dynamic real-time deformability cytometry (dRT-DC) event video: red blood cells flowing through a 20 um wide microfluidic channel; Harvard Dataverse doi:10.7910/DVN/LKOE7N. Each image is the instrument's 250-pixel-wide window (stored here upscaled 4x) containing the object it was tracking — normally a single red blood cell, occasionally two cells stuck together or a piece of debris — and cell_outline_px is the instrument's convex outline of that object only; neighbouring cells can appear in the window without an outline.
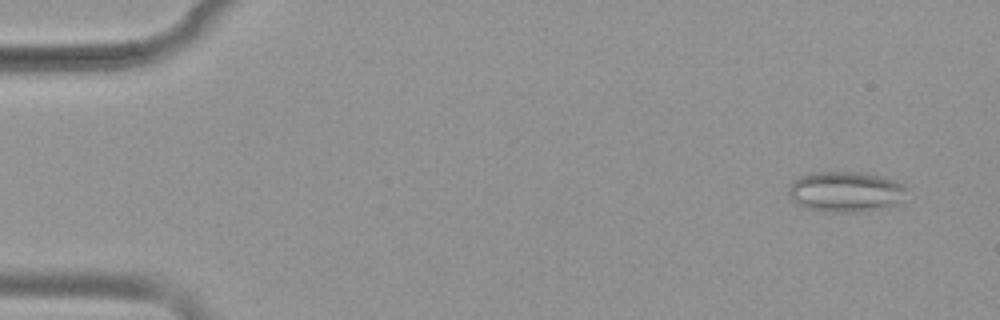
{"species": "common noctule bat (a hibernating species)", "species_latin": "Nyctalus noctula", "temperature_condition": "warm", "stored_images_in_passage": 52, "camera_frame_rate_fps": 3000, "um_per_image_px": 0.085, "animal": {"sex": "female", "body_mass_g": 19.9}, "frame": {"image": 1, "passage_image": 4, "time_ms": 1.0, "image_size_px": [1000, 320], "cell_outline_px": [[908, 188], [896, 204], [876, 208], [844, 212], [824, 212], [804, 208], [796, 204], [788, 196], [788, 184], [792, 180], [800, 176], [816, 172], [856, 172], [880, 176], [896, 180], [904, 184]], "centroid_in_image_um": [71.78, 16.28], "position_along_channel_um": 13.2, "area_um2": 27.74}}
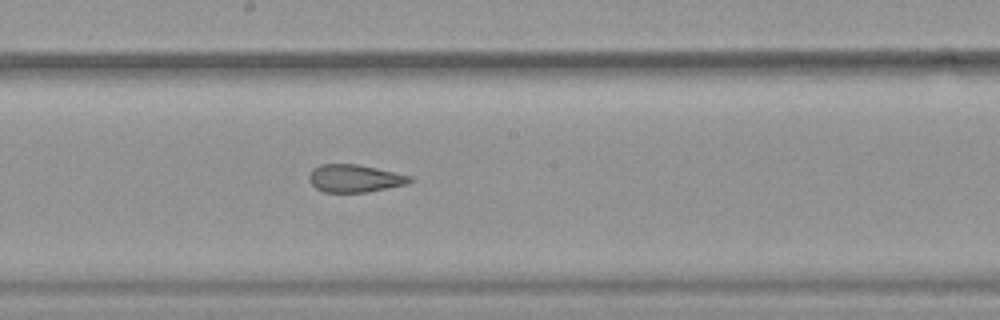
{"frame": {"image": 2, "passage_image": 29, "time_ms": 9.333, "image_size_px": [1000, 320], "cell_outline_px": [[416, 180], [408, 184], [368, 192], [324, 192], [316, 188], [308, 180], [308, 176], [312, 168], [320, 164], [356, 164], [376, 168], [412, 176]], "centroid_in_image_um": [30.17, 15.16], "position_along_channel_um": 218.0, "area_um2": 16.42}}
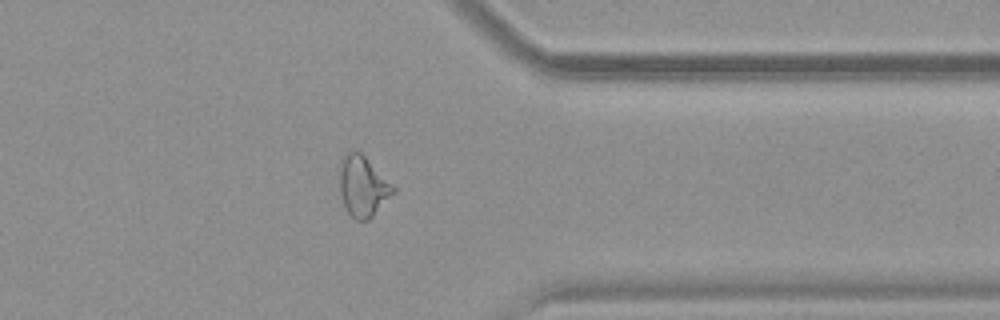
{"frame": {"image": 3, "passage_image": 42, "time_ms": 13.667, "image_size_px": [1000, 320], "cell_outline_px": [[396, 192], [368, 220], [356, 220], [348, 212], [344, 204], [340, 192], [340, 160], [348, 152], [360, 152], [396, 188]], "centroid_in_image_um": [30.85, 15.85], "position_along_channel_um": 380.5, "area_um2": 18.55}, "authors_computed_cell_mechanics": {"area_um2": 20.7502, "velocity_mm_per_s": 3.9089, "shape_relaxation_time_tau1_ms": null, "shape_relaxation_time_tau2_ms": 1.9588, "deformation_change_tau1": null, "deformation_change_tau2": 0.0996}}